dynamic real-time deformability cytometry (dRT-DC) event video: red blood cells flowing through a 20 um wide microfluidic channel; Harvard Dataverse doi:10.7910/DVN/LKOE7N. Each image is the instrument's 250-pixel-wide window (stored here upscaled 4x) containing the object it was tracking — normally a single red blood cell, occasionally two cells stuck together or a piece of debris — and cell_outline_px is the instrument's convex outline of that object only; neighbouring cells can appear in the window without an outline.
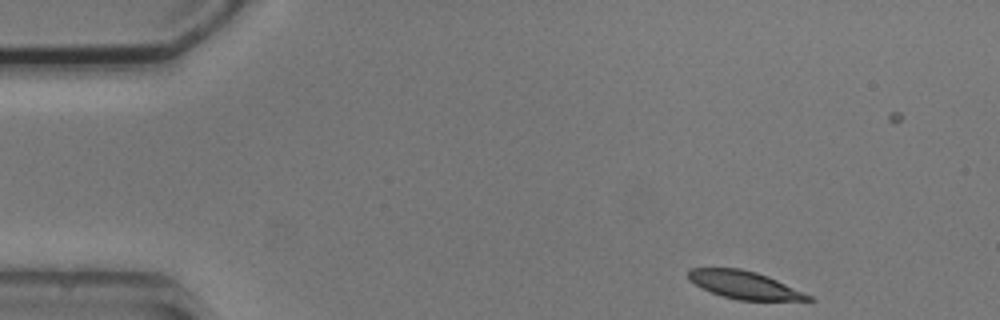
{"species": "common noctule bat (a hibernating species)", "species_latin": "Nyctalus noctula", "temperature_condition": "cold", "stored_images_in_passage": 7, "camera_frame_rate_fps": 3000, "um_per_image_px": 0.085, "animal": {"sex": "male", "body_mass_g": 20.5, "forearm_length_mm": 52.5}, "frame": {"image": 1, "passage_image": 1, "time_ms": 0.0, "image_size_px": [1000, 320], "cell_outline_px": [[816, 300], [740, 300], [724, 296], [712, 292], [688, 280], [688, 272], [692, 268], [740, 268], [756, 272], [768, 276], [812, 296]], "centroid_in_image_um": [63.28, 24.21], "position_along_channel_um": 21.7, "area_um2": 19.02}}
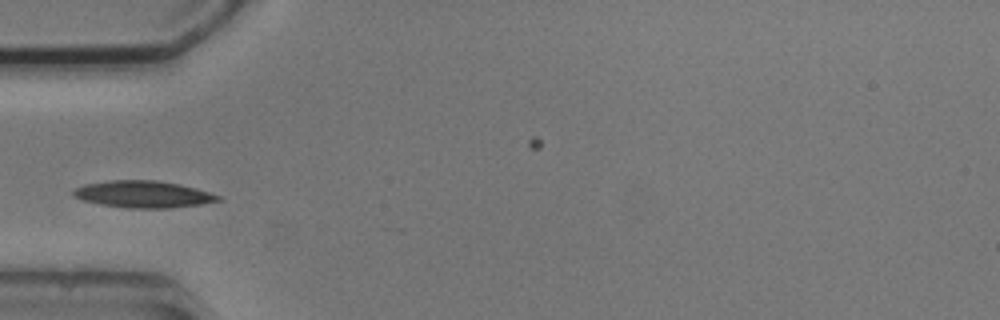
{"frame": {"image": 2, "passage_image": 4, "time_ms": 3.667, "image_size_px": [1000, 320], "cell_outline_px": [[224, 200], [200, 204], [168, 208], [128, 208], [100, 204], [84, 200], [72, 196], [72, 188], [84, 184], [108, 180], [156, 180], [180, 184], [196, 188], [224, 196]], "centroid_in_image_um": [12.19, 16.5], "position_along_channel_um": 72.8, "area_um2": 22.95}}